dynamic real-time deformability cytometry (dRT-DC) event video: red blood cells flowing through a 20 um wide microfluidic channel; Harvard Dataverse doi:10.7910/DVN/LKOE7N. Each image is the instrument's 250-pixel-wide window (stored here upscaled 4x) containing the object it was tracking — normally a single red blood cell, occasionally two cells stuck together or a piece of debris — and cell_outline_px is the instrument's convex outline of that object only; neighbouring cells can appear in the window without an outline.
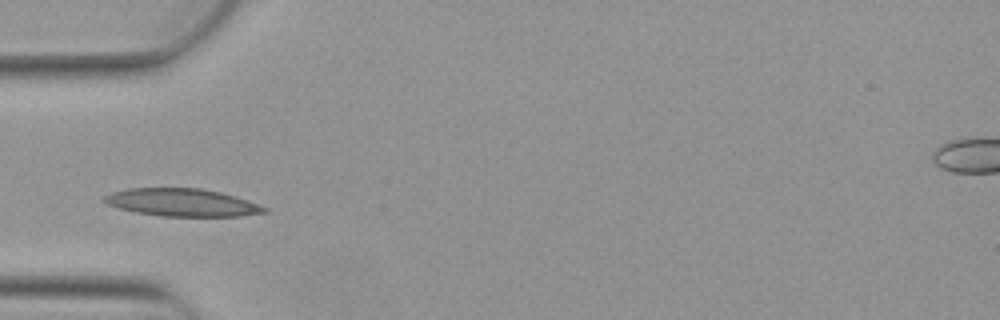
{"species": "Egyptian fruit bat (a non-hibernating species)", "species_latin": "Rousettus aegyptiacus", "temperature_condition": "warm", "stored_images_in_passage": 2, "camera_frame_rate_fps": 3000, "um_per_image_px": 0.085, "animal": {"sex": "female"}, "frame": {"image": 1, "passage_image": 2, "time_ms": 0.333, "image_size_px": [1000, 320], "cell_outline_px": [[268, 212], [240, 216], [160, 216], [136, 212], [120, 208], [108, 204], [100, 200], [104, 196], [112, 192], [128, 188], [200, 188], [220, 192], [268, 208]], "centroid_in_image_um": [15.42, 17.21], "position_along_channel_um": 69.6, "area_um2": 25.55}}